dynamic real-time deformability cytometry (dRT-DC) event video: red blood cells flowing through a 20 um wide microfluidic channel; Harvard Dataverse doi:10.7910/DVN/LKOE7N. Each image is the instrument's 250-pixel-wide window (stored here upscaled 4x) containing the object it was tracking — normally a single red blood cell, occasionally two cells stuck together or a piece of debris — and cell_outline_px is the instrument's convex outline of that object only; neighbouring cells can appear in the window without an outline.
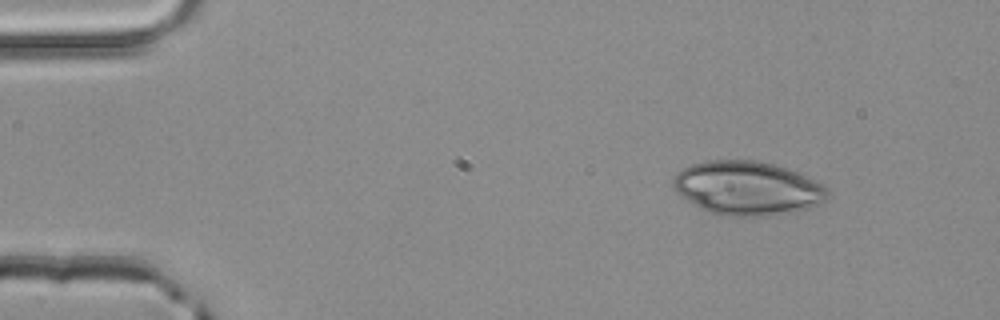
{"species": "common noctule bat (a hibernating species)", "species_latin": "Nyctalus noctula", "temperature_condition": "room temperature", "stored_images_in_passage": 46, "camera_frame_rate_fps": 3000, "um_per_image_px": 0.085, "animal": {"sex": "male", "body_mass_g": 20.4}, "frame": {"image": 1, "passage_image": 1, "time_ms": 0.0, "image_size_px": [1000, 320], "cell_outline_px": [[828, 196], [824, 200], [808, 208], [792, 212], [768, 216], [716, 216], [700, 208], [676, 192], [672, 184], [672, 176], [684, 168], [692, 164], [708, 160], [756, 160], [788, 168], [824, 184], [828, 188]], "centroid_in_image_um": [63.51, 16.0], "position_along_channel_um": 21.5, "area_um2": 48.67}}
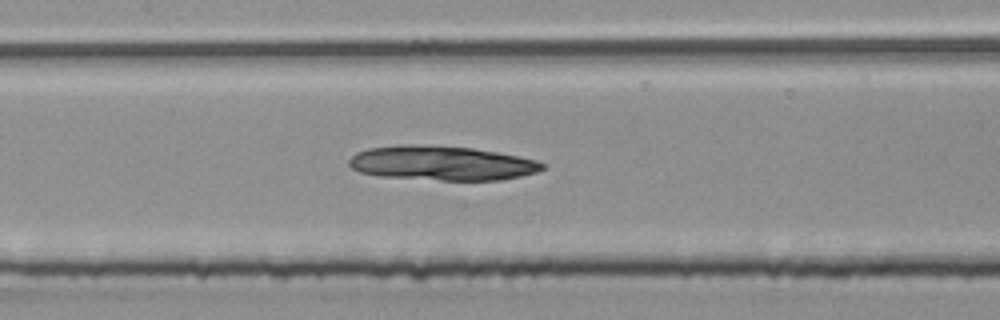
{"frame": {"image": 2, "passage_image": 19, "time_ms": 6.0, "image_size_px": [1000, 320], "cell_outline_px": [[544, 168], [536, 172], [520, 176], [500, 180], [440, 180], [380, 176], [360, 172], [352, 168], [348, 164], [348, 160], [356, 152], [368, 148], [404, 144], [412, 144], [472, 148], [496, 152], [536, 160], [544, 164]], "centroid_in_image_um": [37.5, 13.86], "position_along_channel_um": 169.9, "area_um2": 38.55}}
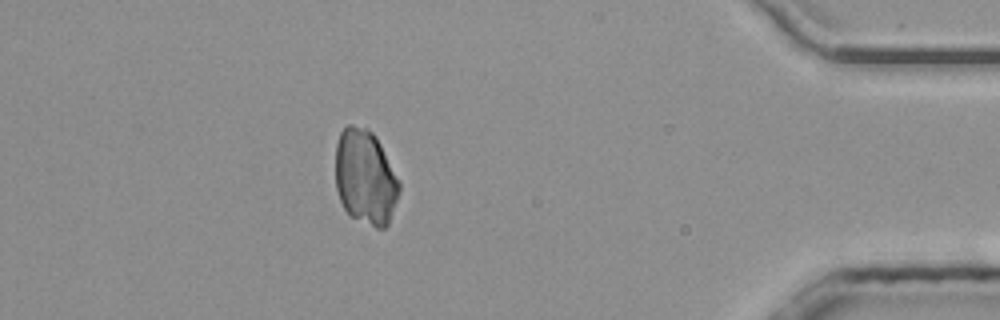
{"frame": {"image": 3, "passage_image": 40, "time_ms": 13.0, "image_size_px": [1000, 320], "cell_outline_px": [[400, 192], [388, 224], [384, 228], [376, 228], [352, 216], [344, 208], [340, 200], [336, 188], [336, 144], [340, 132], [348, 124], [352, 124], [368, 128], [376, 136], [400, 184]], "centroid_in_image_um": [31.04, 15.04], "position_along_channel_um": 404.2, "area_um2": 35.08}}